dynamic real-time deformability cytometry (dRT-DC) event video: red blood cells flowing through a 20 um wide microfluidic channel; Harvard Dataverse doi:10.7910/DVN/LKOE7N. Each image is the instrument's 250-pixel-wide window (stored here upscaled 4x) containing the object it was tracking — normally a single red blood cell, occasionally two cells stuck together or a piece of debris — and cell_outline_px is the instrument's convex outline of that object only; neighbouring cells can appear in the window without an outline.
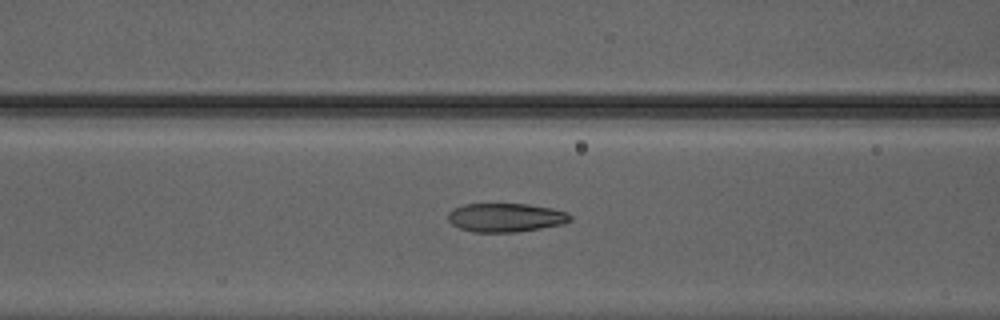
{"species": "Egyptian fruit bat (a non-hibernating species)", "species_latin": "Rousettus aegyptiacus", "temperature_condition": "warm", "stored_images_in_passage": 50, "camera_frame_rate_fps": 3000, "um_per_image_px": 0.085, "animal": {"sex": "male"}, "frame": {"image": 1, "passage_image": 22, "time_ms": 7.0, "image_size_px": [1000, 320], "cell_outline_px": [[572, 220], [564, 224], [516, 232], [472, 232], [460, 228], [452, 224], [448, 220], [448, 212], [464, 204], [528, 204], [552, 208], [568, 212], [572, 216]], "centroid_in_image_um": [43.02, 18.49], "position_along_channel_um": 123.6, "area_um2": 20.52}}
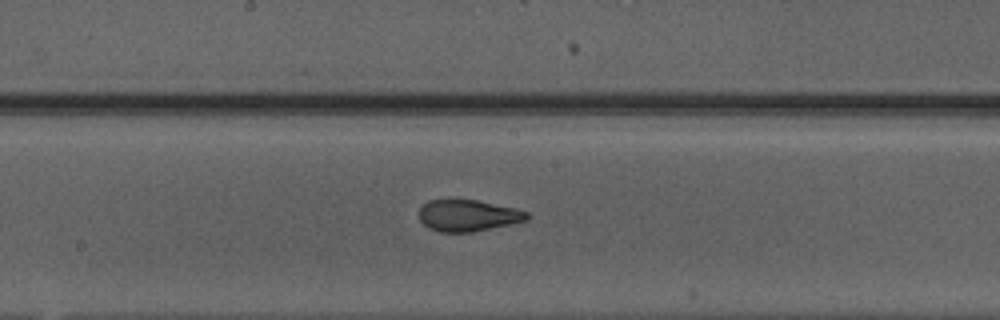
{"frame": {"image": 2, "passage_image": 28, "time_ms": 9.0, "image_size_px": [1000, 320], "cell_outline_px": [[528, 220], [472, 232], [440, 232], [428, 228], [420, 220], [420, 208], [428, 200], [476, 200], [516, 208], [528, 212]], "centroid_in_image_um": [39.78, 18.32], "position_along_channel_um": 208.4, "area_um2": 19.65}}
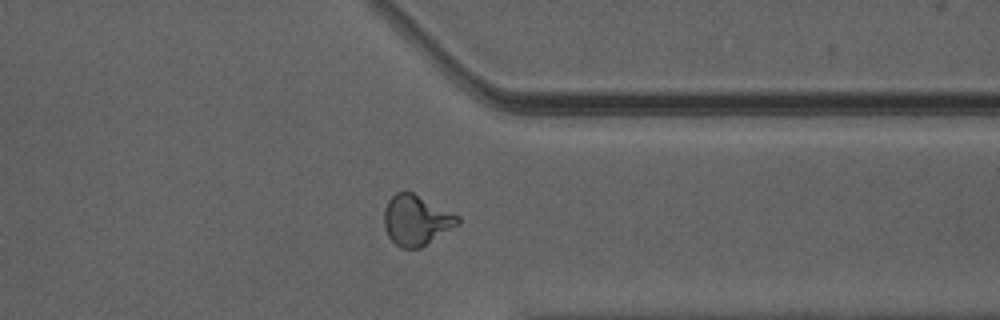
{"frame": {"image": 3, "passage_image": 40, "time_ms": 13.0, "image_size_px": [1000, 320], "cell_outline_px": [[460, 224], [420, 248], [400, 248], [388, 236], [384, 228], [384, 208], [388, 200], [396, 192], [412, 192], [460, 216]], "centroid_in_image_um": [35.38, 18.72], "position_along_channel_um": 376.0, "area_um2": 21.56}, "authors_computed_cell_mechanics": {"area_um2": 20.8658, "velocity_mm_per_s": 4.2348, "shape_relaxation_time_tau1_ms": 5.6615, "shape_relaxation_time_tau2_ms": 1.0321, "deformation_change_tau1": 0.1995, "deformation_change_tau2": 0.074}}